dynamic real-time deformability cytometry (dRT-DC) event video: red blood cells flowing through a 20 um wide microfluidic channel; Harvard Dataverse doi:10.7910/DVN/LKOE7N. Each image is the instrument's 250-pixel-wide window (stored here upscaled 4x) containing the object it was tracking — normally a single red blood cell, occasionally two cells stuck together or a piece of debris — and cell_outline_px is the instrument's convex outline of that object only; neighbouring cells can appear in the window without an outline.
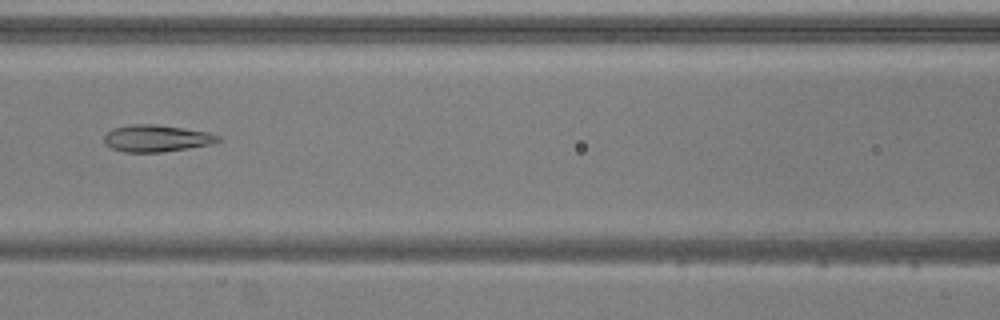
{"species": "common noctule bat (a hibernating species)", "species_latin": "Nyctalus noctula", "temperature_condition": "warm", "stored_images_in_passage": 42, "camera_frame_rate_fps": 3000, "um_per_image_px": 0.085, "animal": {"sex": "male", "body_mass_g": 20.5, "forearm_length_mm": 52.5}, "frame": {"image": 1, "passage_image": 12, "time_ms": 3.667, "image_size_px": [1000, 320], "cell_outline_px": [[220, 140], [208, 144], [188, 148], [160, 152], [124, 152], [112, 148], [104, 144], [104, 136], [112, 128], [132, 124], [156, 124], [184, 128], [208, 132], [220, 136]], "centroid_in_image_um": [13.26, 11.75], "position_along_channel_um": 153.3, "area_um2": 17.74}}
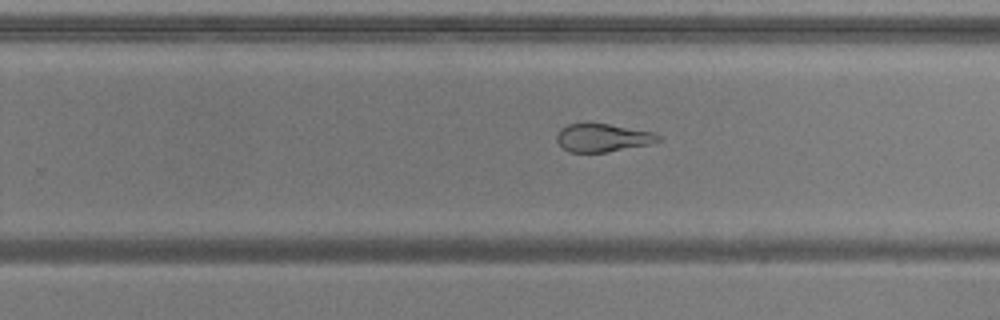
{"frame": {"image": 2, "passage_image": 22, "time_ms": 7.0, "image_size_px": [1000, 320], "cell_outline_px": [[664, 140], [648, 144], [608, 152], [568, 152], [556, 140], [556, 136], [560, 128], [568, 124], [608, 124], [656, 132], [664, 136]], "centroid_in_image_um": [51.29, 11.71], "position_along_channel_um": 278.5, "area_um2": 16.7}}
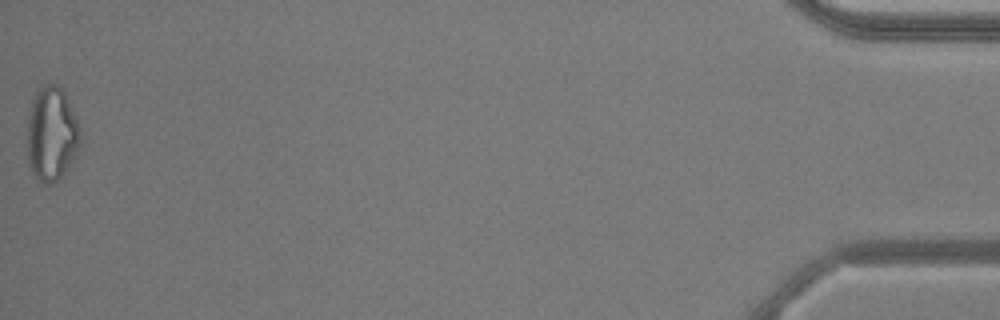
{"frame": {"image": 3, "passage_image": 42, "time_ms": 13.667, "image_size_px": [1000, 320], "cell_outline_px": [[80, 144], [72, 160], [60, 176], [52, 184], [44, 184], [36, 176], [28, 164], [28, 116], [32, 100], [36, 88], [44, 84], [56, 84], [64, 88], [80, 128]], "centroid_in_image_um": [4.38, 11.31], "position_along_channel_um": 430.8, "area_um2": 29.07}, "authors_computed_cell_mechanics": {"area_um2": 20.0277, "velocity_mm_per_s": 3.7666, "shape_relaxation_time_tau1_ms": null, "shape_relaxation_time_tau2_ms": 1.4181, "deformation_change_tau1": null, "deformation_change_tau2": 0.0782}}